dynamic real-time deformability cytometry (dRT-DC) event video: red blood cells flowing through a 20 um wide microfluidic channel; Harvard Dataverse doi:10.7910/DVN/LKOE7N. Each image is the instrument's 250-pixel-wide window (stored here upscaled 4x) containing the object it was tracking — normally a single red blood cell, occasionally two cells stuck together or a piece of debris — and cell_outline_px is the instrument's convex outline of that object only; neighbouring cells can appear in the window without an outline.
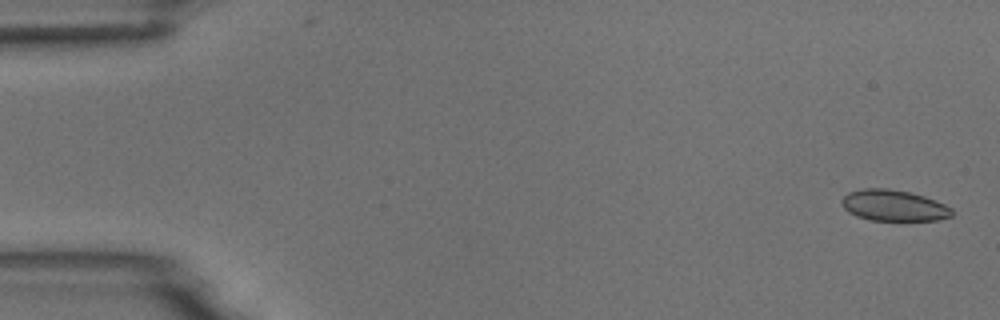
{"species": "common noctule bat (a hibernating species)", "species_latin": "Nyctalus noctula", "temperature_condition": "room temperature", "stored_images_in_passage": 9, "camera_frame_rate_fps": 3000, "um_per_image_px": 0.085, "animal": {"sex": "male", "body_mass_g": 18.8}, "frame": {"image": 1, "passage_image": 2, "time_ms": 0.333, "image_size_px": [1000, 320], "cell_outline_px": [[952, 216], [936, 220], [872, 220], [856, 216], [848, 212], [840, 204], [840, 200], [848, 192], [864, 188], [884, 188], [908, 192], [924, 196], [944, 204], [952, 208]], "centroid_in_image_um": [75.92, 17.46], "position_along_channel_um": 9.1, "area_um2": 19.88}}